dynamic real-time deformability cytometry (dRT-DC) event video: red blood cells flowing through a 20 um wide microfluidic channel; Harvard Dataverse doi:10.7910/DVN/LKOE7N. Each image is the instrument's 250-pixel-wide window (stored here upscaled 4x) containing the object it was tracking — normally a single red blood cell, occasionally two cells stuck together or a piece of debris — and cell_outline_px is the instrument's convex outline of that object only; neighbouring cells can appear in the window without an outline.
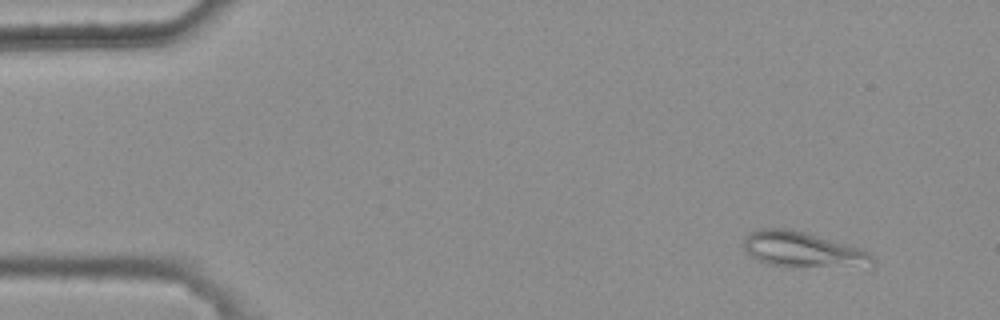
{"species": "common noctule bat (a hibernating species)", "species_latin": "Nyctalus noctula", "temperature_condition": "warm", "stored_images_in_passage": 4, "camera_frame_rate_fps": 3000, "um_per_image_px": 0.085, "animal": {"sex": "female", "body_mass_g": 25.1}, "frame": {"image": 1, "passage_image": 1, "time_ms": 0.0, "image_size_px": [1000, 320], "cell_outline_px": [[872, 264], [792, 268], [784, 268], [768, 264], [756, 260], [744, 252], [744, 240], [748, 232], [760, 228], [784, 228], [804, 232], [860, 248], [868, 252], [872, 256]], "centroid_in_image_um": [68.08, 21.22], "position_along_channel_um": 16.9, "area_um2": 26.47}}